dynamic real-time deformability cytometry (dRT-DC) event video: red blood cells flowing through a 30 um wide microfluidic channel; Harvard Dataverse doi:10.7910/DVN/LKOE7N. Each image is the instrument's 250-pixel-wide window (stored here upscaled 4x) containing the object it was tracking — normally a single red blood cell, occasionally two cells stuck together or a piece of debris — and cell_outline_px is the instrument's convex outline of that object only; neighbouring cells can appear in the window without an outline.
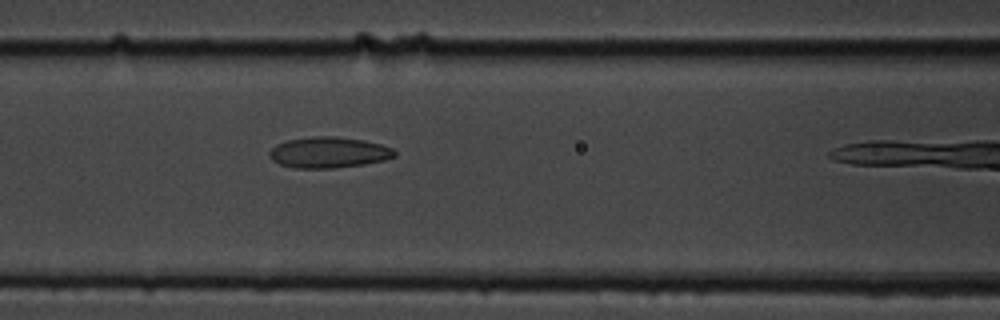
{"species": "common noctule bat (a hibernating species)", "species_latin": "Nyctalus noctula", "temperature_condition": "cold", "stored_images_in_passage": 8, "camera_frame_rate_fps": 3000, "um_per_image_px": 0.085, "animal": {"sex": "male", "body_mass_g": 19.5, "forearm_length_mm": 54.6}, "frame": {"image": 1, "passage_image": 7, "time_ms": 8.0, "image_size_px": [1000, 320], "cell_outline_px": [[396, 156], [384, 160], [364, 164], [332, 168], [296, 168], [280, 164], [272, 160], [268, 156], [268, 152], [276, 144], [288, 140], [312, 136], [336, 136], [364, 140], [380, 144], [392, 148], [396, 152]], "centroid_in_image_um": [27.92, 12.95], "position_along_channel_um": 138.7, "area_um2": 22.6}}